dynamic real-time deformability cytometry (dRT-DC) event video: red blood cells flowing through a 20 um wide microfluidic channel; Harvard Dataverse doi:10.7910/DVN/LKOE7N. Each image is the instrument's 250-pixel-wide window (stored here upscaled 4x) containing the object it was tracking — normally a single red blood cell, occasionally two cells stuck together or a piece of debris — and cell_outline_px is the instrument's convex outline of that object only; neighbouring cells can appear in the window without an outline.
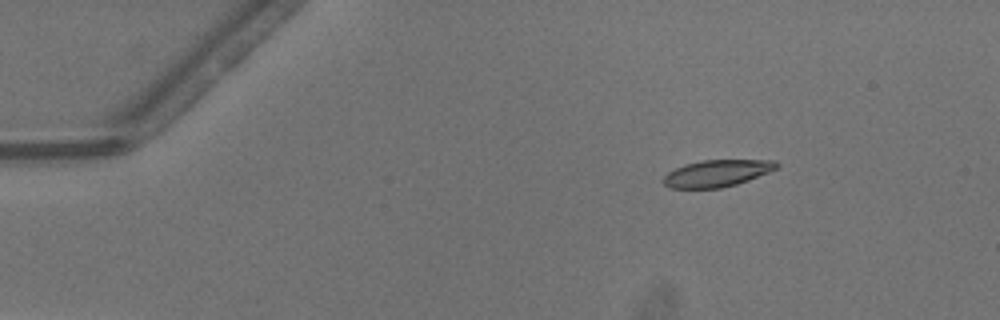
{"species": "common noctule bat (a hibernating species)", "species_latin": "Nyctalus noctula", "temperature_condition": "warm", "stored_images_in_passage": 44, "camera_frame_rate_fps": 3000, "um_per_image_px": 0.085, "animal": {"sex": "male", "body_mass_g": 13.3}, "frame": {"image": 1, "passage_image": 1, "time_ms": 0.0, "image_size_px": [1000, 320], "cell_outline_px": [[780, 164], [776, 168], [768, 172], [748, 180], [736, 184], [720, 188], [672, 188], [664, 184], [664, 176], [668, 172], [684, 164], [704, 160], [776, 160]], "centroid_in_image_um": [60.95, 14.72], "position_along_channel_um": 24.0, "area_um2": 17.51}}
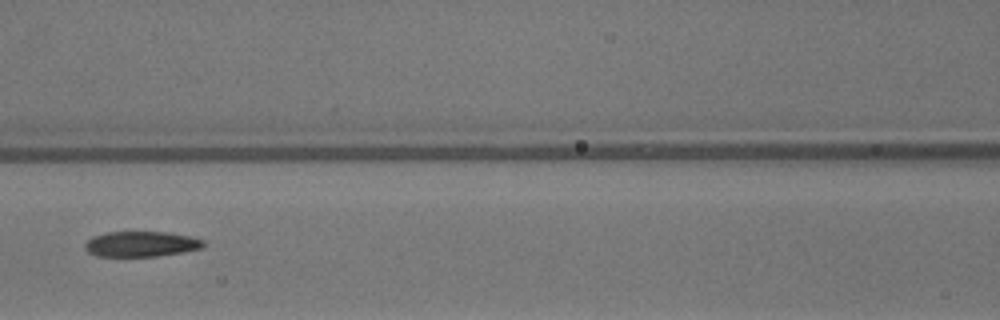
{"frame": {"image": 2, "passage_image": 17, "time_ms": 5.333, "image_size_px": [1000, 320], "cell_outline_px": [[204, 248], [184, 252], [156, 256], [96, 256], [88, 252], [84, 248], [84, 244], [92, 236], [108, 232], [168, 232], [188, 236], [204, 240]], "centroid_in_image_um": [11.99, 20.74], "position_along_channel_um": 154.6, "area_um2": 17.57}}
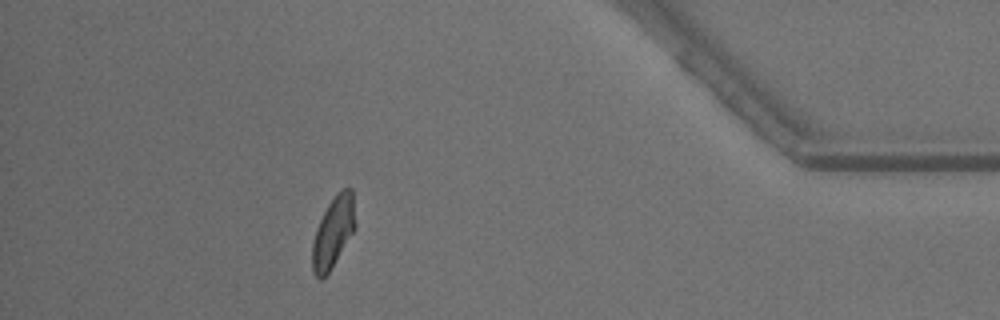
{"frame": {"image": 3, "passage_image": 39, "time_ms": 12.667, "image_size_px": [1000, 320], "cell_outline_px": [[356, 228], [328, 272], [320, 280], [312, 272], [312, 244], [316, 228], [328, 204], [336, 192], [340, 188], [352, 188], [356, 224]], "centroid_in_image_um": [28.33, 19.69], "position_along_channel_um": 406.9, "area_um2": 17.74}, "authors_computed_cell_mechanics": {"area_um2": 18.3804, "velocity_mm_per_s": 4.0929, "shape_relaxation_time_tau1_ms": 4.901, "shape_relaxation_time_tau2_ms": 1.0002, "deformation_change_tau1": 0.1639, "deformation_change_tau2": 0.0554}}